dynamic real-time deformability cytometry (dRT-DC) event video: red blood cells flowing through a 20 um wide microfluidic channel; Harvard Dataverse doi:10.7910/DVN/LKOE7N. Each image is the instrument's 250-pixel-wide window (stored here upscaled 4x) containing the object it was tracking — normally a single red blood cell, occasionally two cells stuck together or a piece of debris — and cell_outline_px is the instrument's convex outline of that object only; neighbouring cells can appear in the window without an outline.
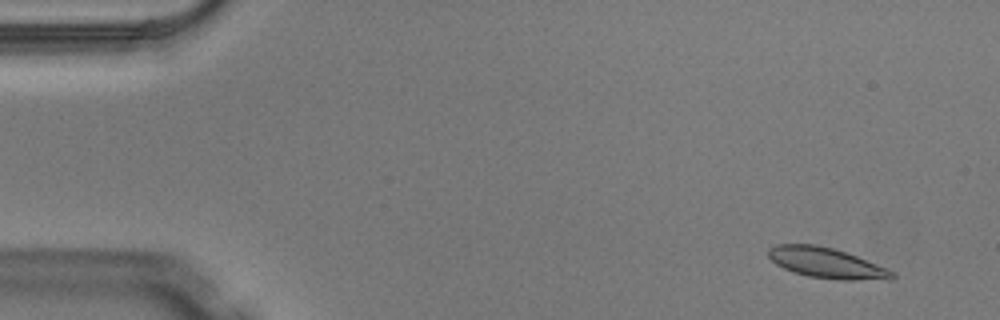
{"species": "Egyptian fruit bat (a non-hibernating species)", "species_latin": "Rousettus aegyptiacus", "temperature_condition": "warm", "stored_images_in_passage": 4, "camera_frame_rate_fps": 3000, "um_per_image_px": 0.085, "animal": {"sex": "male"}, "frame": {"image": 1, "passage_image": 1, "time_ms": 0.0, "image_size_px": [1000, 320], "cell_outline_px": [[896, 276], [892, 280], [836, 280], [808, 276], [792, 272], [776, 264], [768, 256], [768, 248], [776, 244], [816, 244], [832, 248], [856, 256], [888, 268], [896, 272]], "centroid_in_image_um": [70.29, 22.37], "position_along_channel_um": 14.7, "area_um2": 22.2}}